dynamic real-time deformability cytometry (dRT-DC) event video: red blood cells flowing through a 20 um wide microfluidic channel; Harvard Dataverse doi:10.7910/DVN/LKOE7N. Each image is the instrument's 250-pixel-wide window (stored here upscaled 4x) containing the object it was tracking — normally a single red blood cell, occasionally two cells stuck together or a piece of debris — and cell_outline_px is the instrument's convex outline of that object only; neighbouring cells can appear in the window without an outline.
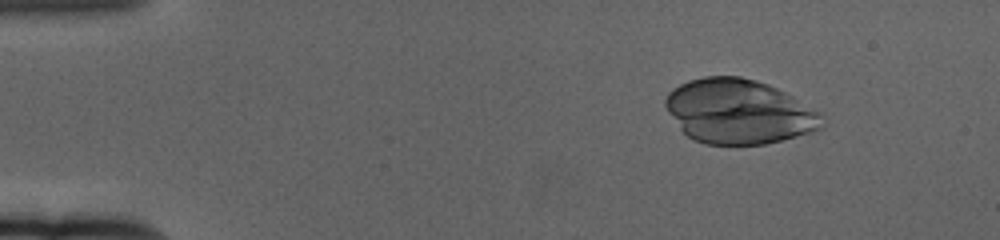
{"species": "human", "species_latin": "Homo sapiens", "temperature_condition": "cold", "stored_images_in_passage": 60, "camera_frame_rate_fps": 3000, "um_per_image_px": 0.085, "donor": {"sex": "female"}, "frame": {"image": 1, "passage_image": 8, "time_ms": 2.333, "image_size_px": [1000, 240], "cell_outline_px": [[824, 128], [796, 136], [764, 144], [704, 144], [692, 140], [680, 128], [668, 112], [664, 104], [664, 100], [668, 92], [672, 88], [688, 80], [704, 76], [740, 76], [768, 84], [792, 96], [820, 112], [824, 124]], "centroid_in_image_um": [62.77, 9.48], "position_along_channel_um": 22.2, "area_um2": 58.84}}
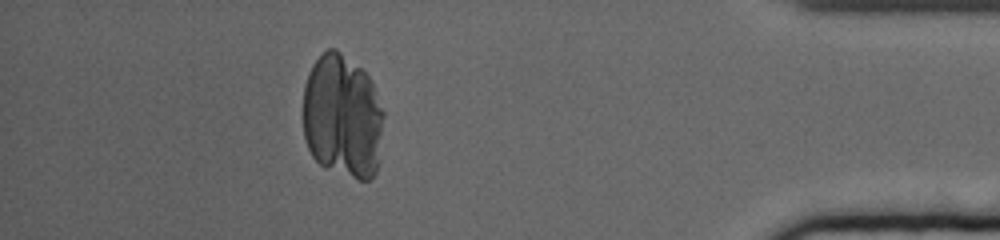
{"frame": {"image": 2, "passage_image": 54, "time_ms": 17.667, "image_size_px": [1000, 240], "cell_outline_px": [[384, 116], [380, 160], [376, 172], [368, 180], [360, 180], [324, 168], [312, 156], [308, 148], [304, 136], [304, 84], [308, 72], [312, 64], [328, 48], [336, 48], [360, 68], [368, 76], [376, 92], [384, 112]], "centroid_in_image_um": [29.12, 9.92], "position_along_channel_um": 406.1, "area_um2": 58.72}}